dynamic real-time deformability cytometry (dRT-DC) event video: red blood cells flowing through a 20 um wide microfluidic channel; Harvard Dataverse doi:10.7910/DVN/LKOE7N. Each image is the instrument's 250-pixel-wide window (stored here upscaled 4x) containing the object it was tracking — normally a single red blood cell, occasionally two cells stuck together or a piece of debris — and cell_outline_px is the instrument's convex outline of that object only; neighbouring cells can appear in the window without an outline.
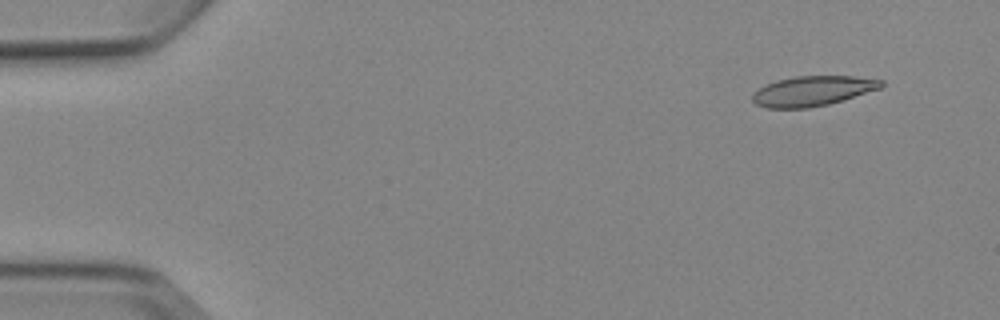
{"species": "Egyptian fruit bat (a non-hibernating species)", "species_latin": "Rousettus aegyptiacus", "temperature_condition": "cold", "stored_images_in_passage": 4, "camera_frame_rate_fps": 3000, "um_per_image_px": 0.085, "animal": {"sex": "female"}, "frame": {"image": 1, "passage_image": 1, "time_ms": 0.0, "image_size_px": [1000, 320], "cell_outline_px": [[884, 84], [880, 88], [828, 104], [808, 108], [764, 108], [756, 104], [752, 100], [752, 92], [776, 80], [796, 76], [852, 76], [884, 80]], "centroid_in_image_um": [69.04, 7.73], "position_along_channel_um": 16.0, "area_um2": 22.31}}
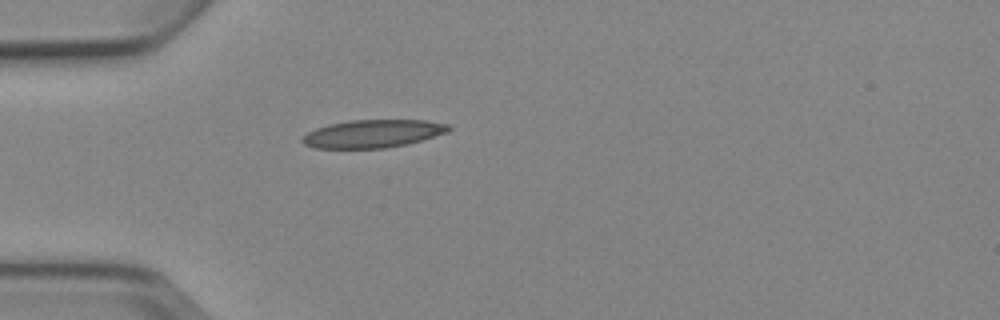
{"frame": {"image": 2, "passage_image": 4, "time_ms": 3.667, "image_size_px": [1000, 320], "cell_outline_px": [[452, 128], [448, 132], [408, 144], [384, 148], [312, 148], [304, 144], [300, 140], [308, 132], [316, 128], [328, 124], [352, 120], [424, 120], [448, 124]], "centroid_in_image_um": [31.69, 11.36], "position_along_channel_um": 53.3, "area_um2": 23.81}}